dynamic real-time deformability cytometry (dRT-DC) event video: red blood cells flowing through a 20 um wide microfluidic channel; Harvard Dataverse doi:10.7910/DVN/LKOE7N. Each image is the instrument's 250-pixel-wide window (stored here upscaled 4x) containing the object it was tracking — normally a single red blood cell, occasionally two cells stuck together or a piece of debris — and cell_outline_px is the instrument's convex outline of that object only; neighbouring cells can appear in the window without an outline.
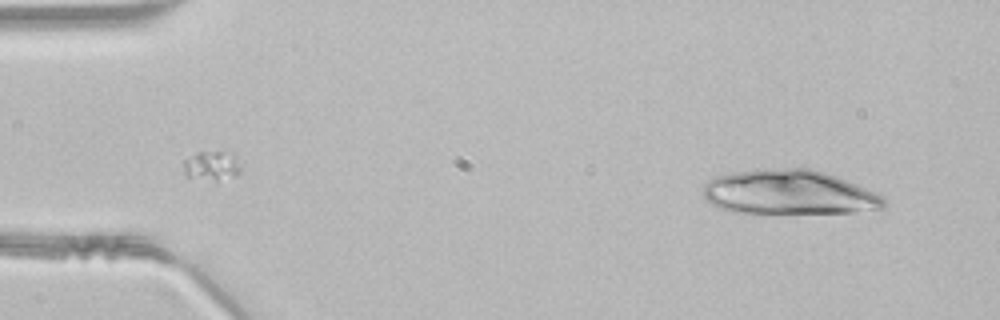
{"species": "common noctule bat (a hibernating species)", "species_latin": "Nyctalus noctula", "temperature_condition": "room temperature", "stored_images_in_passage": 11, "camera_frame_rate_fps": 3000, "um_per_image_px": 0.085, "animal": {"sex": "male", "body_mass_g": 21.5, "forearm_length_mm": 52.0}, "frame": {"image": 1, "passage_image": 1, "time_ms": 0.0, "image_size_px": [1000, 320], "cell_outline_px": [[884, 208], [852, 212], [744, 212], [720, 208], [712, 204], [704, 196], [704, 184], [708, 180], [716, 176], [740, 172], [784, 168], [808, 168], [824, 172], [836, 176], [864, 188], [880, 196], [884, 200]], "centroid_in_image_um": [67.06, 16.34], "position_along_channel_um": 17.9, "area_um2": 45.49}}